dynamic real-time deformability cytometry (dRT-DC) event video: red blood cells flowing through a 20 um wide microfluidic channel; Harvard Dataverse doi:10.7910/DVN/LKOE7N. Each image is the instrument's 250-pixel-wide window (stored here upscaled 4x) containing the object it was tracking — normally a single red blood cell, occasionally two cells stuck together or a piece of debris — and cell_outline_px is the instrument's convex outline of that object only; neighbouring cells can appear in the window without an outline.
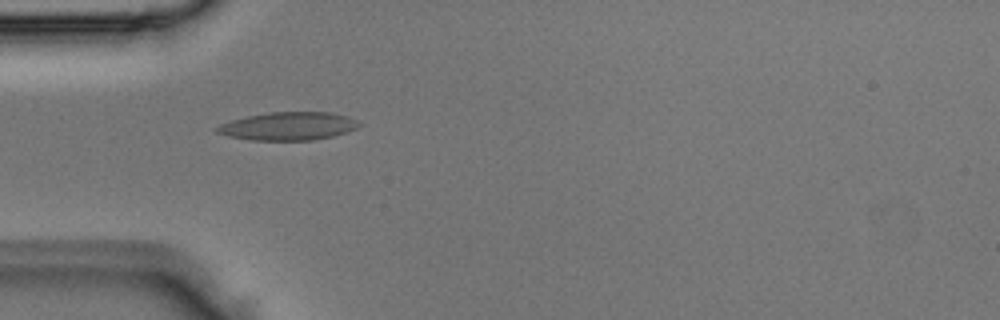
{"species": "Egyptian fruit bat (a non-hibernating species)", "species_latin": "Rousettus aegyptiacus", "temperature_condition": "room temperature", "stored_images_in_passage": 4, "camera_frame_rate_fps": 3000, "um_per_image_px": 0.085, "animal": {"sex": "male"}, "frame": {"image": 1, "passage_image": 3, "time_ms": 0.667, "image_size_px": [1000, 320], "cell_outline_px": [[360, 124], [356, 128], [332, 136], [312, 140], [252, 140], [228, 136], [216, 132], [212, 128], [220, 124], [232, 120], [248, 116], [268, 112], [332, 112], [356, 120]], "centroid_in_image_um": [24.44, 10.72], "position_along_channel_um": 60.6, "area_um2": 23.06}}
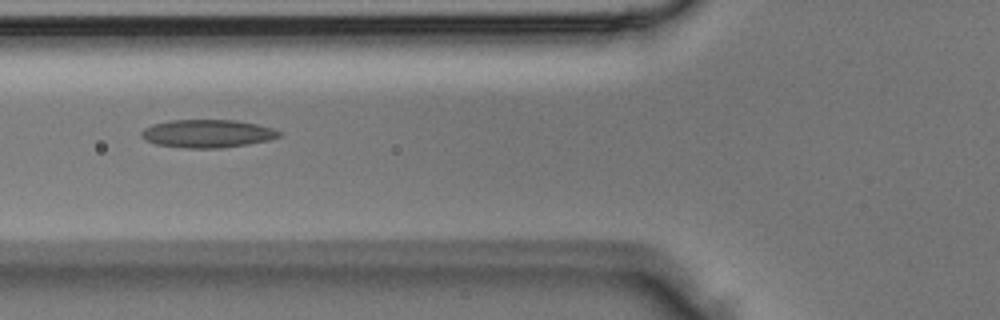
{"frame": {"image": 2, "passage_image": 4, "time_ms": 1.0, "image_size_px": [1000, 320], "cell_outline_px": [[284, 132], [280, 136], [268, 140], [248, 144], [220, 148], [184, 148], [156, 144], [144, 140], [140, 136], [140, 132], [144, 128], [152, 124], [172, 120], [236, 120], [256, 124], [272, 128]], "centroid_in_image_um": [17.61, 11.35], "position_along_channel_um": 108.2, "area_um2": 22.6}}